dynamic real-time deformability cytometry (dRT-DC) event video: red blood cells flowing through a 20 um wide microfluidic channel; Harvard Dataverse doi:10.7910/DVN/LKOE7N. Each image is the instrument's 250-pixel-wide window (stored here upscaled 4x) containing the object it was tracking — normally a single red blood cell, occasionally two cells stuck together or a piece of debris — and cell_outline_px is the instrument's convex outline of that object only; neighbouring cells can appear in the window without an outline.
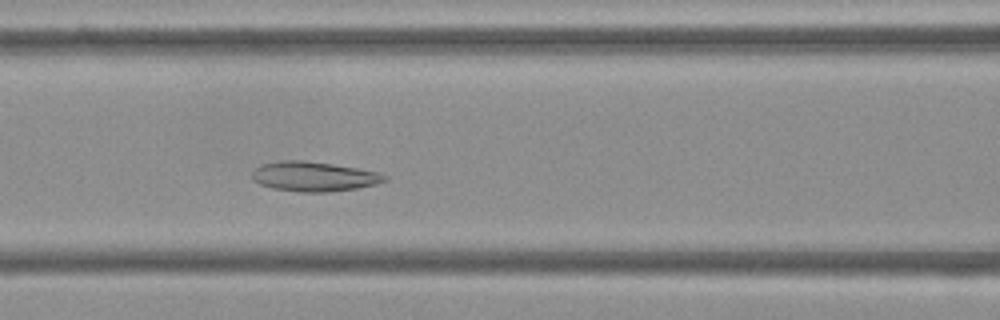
{"species": "Egyptian fruit bat (a non-hibernating species)", "species_latin": "Rousettus aegyptiacus", "temperature_condition": "cold", "stored_images_in_passage": 51, "camera_frame_rate_fps": 3000, "um_per_image_px": 0.085, "frame": {"image": 1, "passage_image": 20, "time_ms": 6.333, "image_size_px": [1000, 320], "cell_outline_px": [[388, 180], [376, 184], [356, 188], [328, 192], [300, 192], [272, 188], [260, 184], [252, 180], [252, 172], [260, 164], [280, 160], [304, 160], [332, 164], [380, 172], [388, 176]], "centroid_in_image_um": [26.67, 15.0], "position_along_channel_um": 139.9, "area_um2": 23.06}}
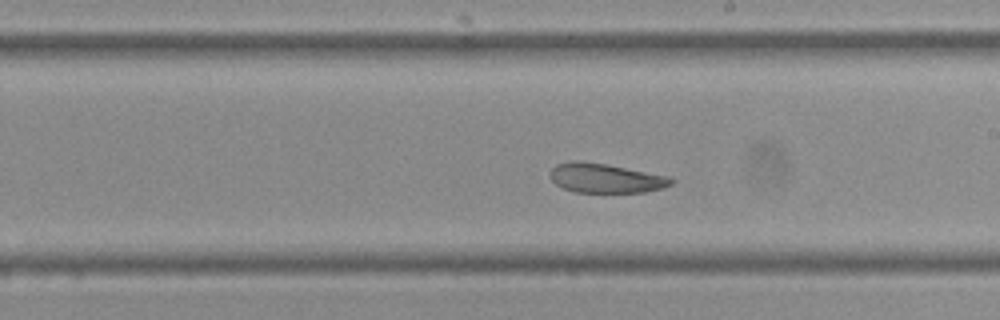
{"frame": {"image": 2, "passage_image": 28, "time_ms": 9.0, "image_size_px": [1000, 320], "cell_outline_px": [[676, 180], [672, 184], [664, 188], [644, 192], [576, 192], [564, 188], [556, 184], [552, 180], [552, 168], [556, 164], [572, 160], [576, 160], [604, 164], [672, 176]], "centroid_in_image_um": [51.55, 15.14], "position_along_channel_um": 237.5, "area_um2": 20.69}}
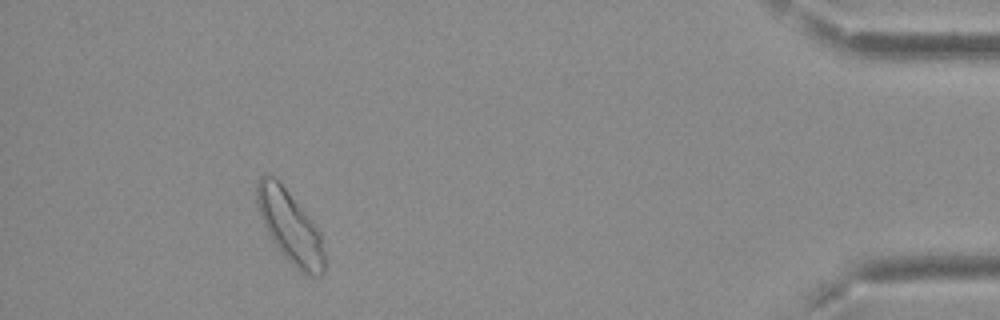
{"frame": {"image": 3, "passage_image": 47, "time_ms": 15.333, "image_size_px": [1000, 320], "cell_outline_px": [[324, 272], [320, 276], [312, 276], [300, 272], [280, 252], [272, 240], [260, 216], [256, 200], [256, 184], [260, 176], [276, 176], [320, 232], [324, 252]], "centroid_in_image_um": [24.64, 19.28], "position_along_channel_um": 410.6, "area_um2": 28.09}, "authors_computed_cell_mechanics": {"area_um2": 24.3916, "velocity_mm_per_s": 3.6738, "shape_relaxation_time_tau1_ms": null, "shape_relaxation_time_tau2_ms": 2.6424, "deformation_change_tau1": null, "deformation_change_tau2": 0.078}}